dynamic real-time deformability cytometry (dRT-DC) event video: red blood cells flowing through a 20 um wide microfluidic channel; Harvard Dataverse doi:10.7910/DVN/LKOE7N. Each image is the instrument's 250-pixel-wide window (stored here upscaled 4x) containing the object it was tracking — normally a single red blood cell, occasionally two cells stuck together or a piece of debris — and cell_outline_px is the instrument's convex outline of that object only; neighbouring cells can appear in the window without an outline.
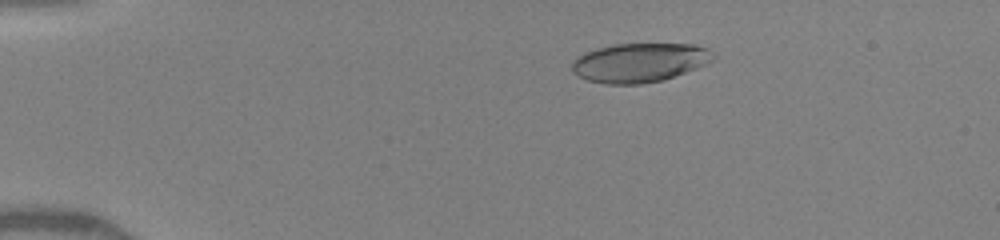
{"species": "human", "species_latin": "Homo sapiens", "temperature_condition": "warm", "stored_images_in_passage": 5, "camera_frame_rate_fps": 3000, "um_per_image_px": 0.085, "donor": {"sex": "female"}, "frame": {"image": 1, "passage_image": 3, "time_ms": 2.0, "image_size_px": [1000, 240], "cell_outline_px": [[716, 56], [708, 64], [664, 80], [640, 84], [604, 84], [588, 80], [572, 72], [572, 64], [576, 56], [584, 52], [596, 48], [612, 44], [696, 44], [708, 48]], "centroid_in_image_um": [54.37, 5.31], "position_along_channel_um": 30.6, "area_um2": 32.48}}